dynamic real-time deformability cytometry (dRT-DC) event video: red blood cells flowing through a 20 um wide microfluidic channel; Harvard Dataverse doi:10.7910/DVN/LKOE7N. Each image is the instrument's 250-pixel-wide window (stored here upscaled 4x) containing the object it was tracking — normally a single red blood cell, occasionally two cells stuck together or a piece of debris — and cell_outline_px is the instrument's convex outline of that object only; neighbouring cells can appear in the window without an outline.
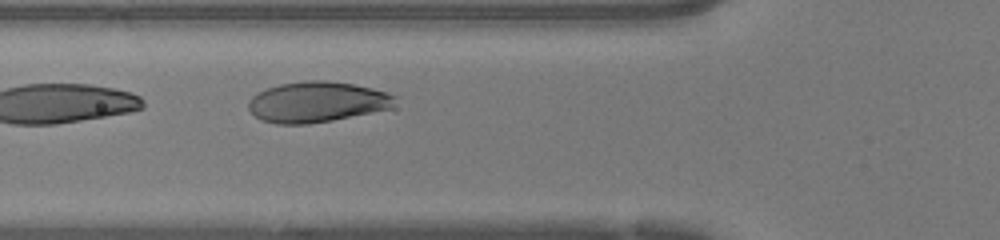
{"species": "human", "species_latin": "Homo sapiens", "temperature_condition": "warm", "stored_images_in_passage": 11, "camera_frame_rate_fps": 3000, "um_per_image_px": 0.085, "donor": {"sex": "female"}, "frame": {"image": 1, "passage_image": 7, "time_ms": 2.0, "image_size_px": [1000, 240], "cell_outline_px": [[396, 96], [388, 108], [332, 120], [308, 124], [276, 124], [260, 120], [248, 108], [248, 100], [252, 96], [268, 88], [280, 84], [304, 80], [324, 80], [352, 84], [372, 88]], "centroid_in_image_um": [26.85, 8.66], "position_along_channel_um": 98.9, "area_um2": 34.16}}